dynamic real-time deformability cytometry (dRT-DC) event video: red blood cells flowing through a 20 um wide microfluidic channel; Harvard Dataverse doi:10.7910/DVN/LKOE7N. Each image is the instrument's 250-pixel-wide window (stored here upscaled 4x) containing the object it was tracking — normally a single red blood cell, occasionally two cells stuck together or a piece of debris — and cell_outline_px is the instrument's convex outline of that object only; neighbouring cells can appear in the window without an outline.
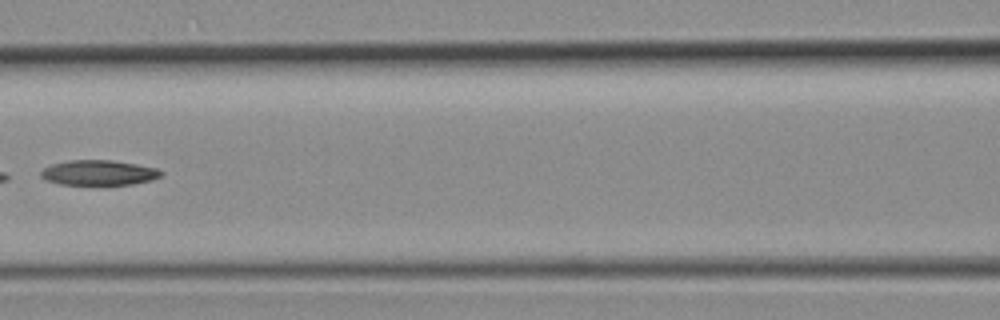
{"species": "common noctule bat (a hibernating species)", "species_latin": "Nyctalus noctula", "temperature_condition": "room temperature", "stored_images_in_passage": 24, "camera_frame_rate_fps": 3000, "um_per_image_px": 0.085, "animal": {"sex": "female", "body_mass_g": 19.3, "forearm_length_mm": 54.1}, "frame": {"image": 1, "passage_image": 10, "time_ms": 3.0, "image_size_px": [1000, 320], "cell_outline_px": [[164, 172], [160, 176], [152, 180], [132, 184], [60, 184], [48, 180], [40, 176], [40, 172], [44, 168], [52, 164], [68, 160], [112, 160], [136, 164], [156, 168]], "centroid_in_image_um": [8.4, 14.67], "position_along_channel_um": 158.2, "area_um2": 17.4}}
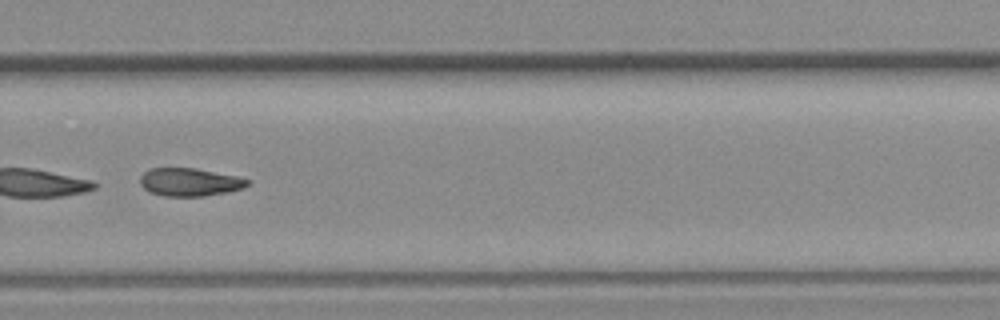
{"frame": {"image": 2, "passage_image": 19, "time_ms": 6.0, "image_size_px": [1000, 320], "cell_outline_px": [[248, 184], [244, 188], [228, 192], [204, 196], [164, 196], [152, 192], [144, 188], [140, 184], [140, 176], [144, 172], [152, 168], [196, 168], [236, 176], [248, 180]], "centroid_in_image_um": [16.12, 15.48], "position_along_channel_um": 313.7, "area_um2": 17.4}}